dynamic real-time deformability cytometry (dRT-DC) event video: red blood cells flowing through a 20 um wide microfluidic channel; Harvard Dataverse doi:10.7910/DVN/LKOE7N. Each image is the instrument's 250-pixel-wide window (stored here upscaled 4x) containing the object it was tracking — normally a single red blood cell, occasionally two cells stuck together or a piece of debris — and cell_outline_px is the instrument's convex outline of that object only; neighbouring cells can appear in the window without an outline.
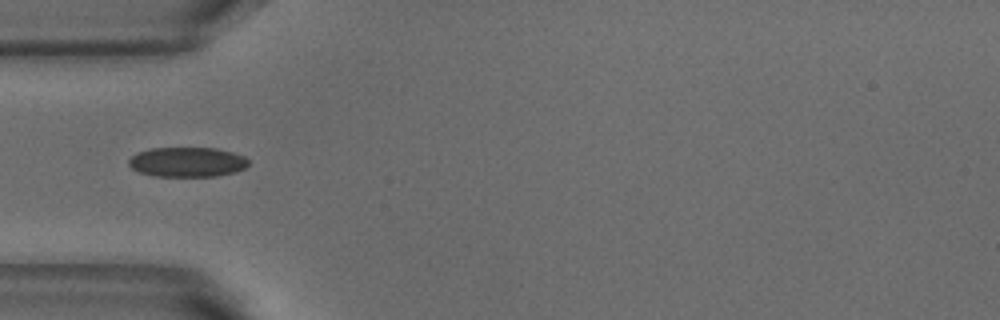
{"species": "common noctule bat (a hibernating species)", "species_latin": "Nyctalus noctula", "temperature_condition": "warm", "stored_images_in_passage": 5, "camera_frame_rate_fps": 3000, "um_per_image_px": 0.085, "animal": {"sex": "male", "body_mass_g": 18.8}, "frame": {"image": 1, "passage_image": 5, "time_ms": 1.333, "image_size_px": [1000, 320], "cell_outline_px": [[248, 164], [244, 168], [236, 172], [216, 176], [152, 176], [140, 172], [132, 168], [128, 164], [128, 160], [136, 152], [152, 148], [216, 148], [232, 152], [244, 156], [248, 160]], "centroid_in_image_um": [15.9, 13.77], "position_along_channel_um": 69.1, "area_um2": 20.81}}